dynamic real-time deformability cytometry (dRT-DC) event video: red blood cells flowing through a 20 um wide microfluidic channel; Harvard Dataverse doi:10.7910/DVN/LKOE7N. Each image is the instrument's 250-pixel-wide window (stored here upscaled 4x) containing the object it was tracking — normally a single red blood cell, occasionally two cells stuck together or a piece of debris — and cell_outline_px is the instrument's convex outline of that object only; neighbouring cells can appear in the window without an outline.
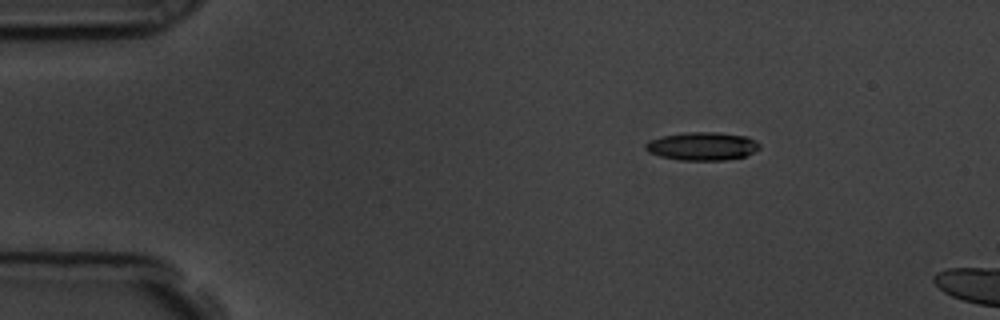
{"species": "common noctule bat (a hibernating species)", "species_latin": "Nyctalus noctula", "temperature_condition": "room temperature", "stored_images_in_passage": 6, "camera_frame_rate_fps": 3000, "um_per_image_px": 0.085, "animal": {"sex": "male", "body_mass_g": 19.5, "forearm_length_mm": 54.6}, "frame": {"image": 1, "passage_image": 1, "time_ms": 0.0, "image_size_px": [1000, 320], "cell_outline_px": [[760, 148], [744, 156], [724, 160], [680, 160], [660, 156], [648, 152], [644, 148], [644, 144], [648, 140], [660, 136], [684, 132], [716, 132], [748, 136], [756, 140], [760, 144]], "centroid_in_image_um": [59.66, 12.41], "position_along_channel_um": 25.3, "area_um2": 18.9}}